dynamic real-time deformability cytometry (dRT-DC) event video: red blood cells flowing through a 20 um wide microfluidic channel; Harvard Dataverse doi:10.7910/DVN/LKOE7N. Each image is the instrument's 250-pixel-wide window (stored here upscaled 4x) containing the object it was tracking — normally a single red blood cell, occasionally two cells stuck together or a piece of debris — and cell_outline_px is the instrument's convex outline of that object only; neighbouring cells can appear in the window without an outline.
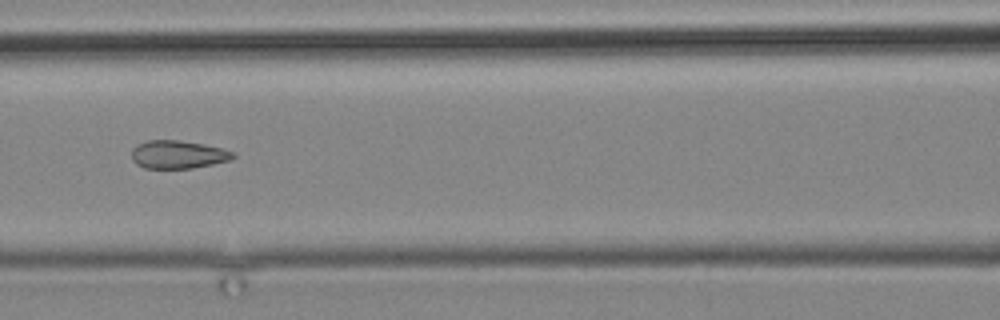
{"species": "common noctule bat (a hibernating species)", "species_latin": "Nyctalus noctula", "temperature_condition": "cold", "stored_images_in_passage": 8, "camera_frame_rate_fps": 3000, "um_per_image_px": 0.085, "animal": {"sex": "male", "body_mass_g": 19.2, "forearm_length_mm": 51.8}, "frame": {"image": 1, "passage_image": 6, "time_ms": 5.667, "image_size_px": [1000, 320], "cell_outline_px": [[236, 156], [228, 160], [212, 164], [192, 168], [144, 168], [136, 164], [132, 160], [132, 148], [148, 140], [180, 140], [204, 144], [236, 152]], "centroid_in_image_um": [15.13, 13.13], "position_along_channel_um": 151.5, "area_um2": 16.53}}
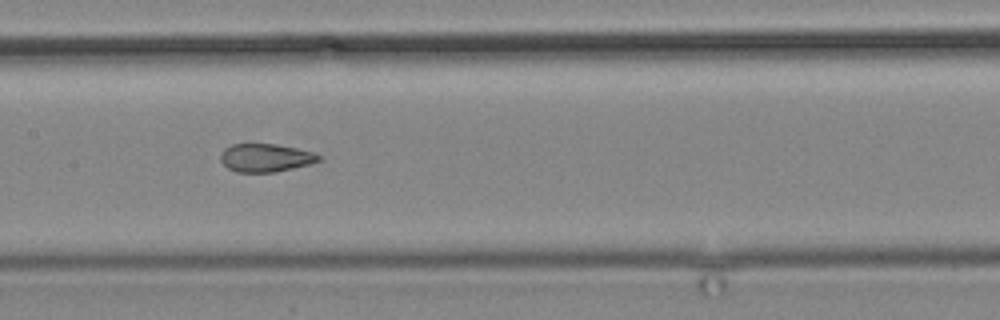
{"frame": {"image": 2, "passage_image": 7, "time_ms": 6.667, "image_size_px": [1000, 320], "cell_outline_px": [[320, 160], [308, 164], [292, 168], [272, 172], [236, 172], [228, 168], [220, 160], [220, 152], [224, 148], [232, 144], [276, 144], [296, 148], [312, 152], [320, 156]], "centroid_in_image_um": [22.52, 13.4], "position_along_channel_um": 184.9, "area_um2": 15.95}}
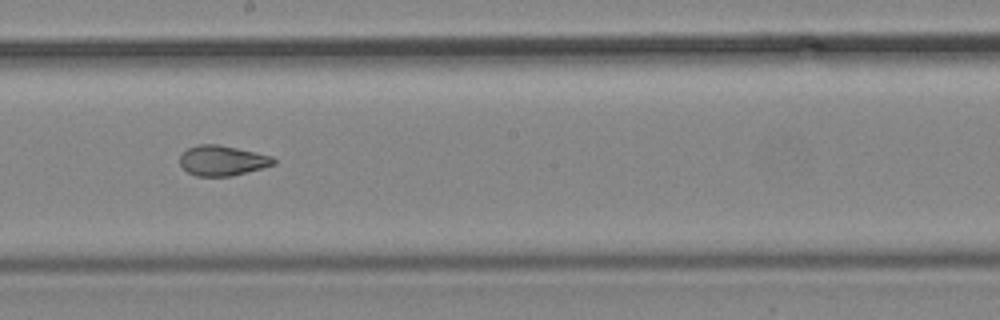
{"frame": {"image": 3, "passage_image": 8, "time_ms": 8.0, "image_size_px": [1000, 320], "cell_outline_px": [[276, 164], [232, 176], [196, 176], [188, 172], [180, 164], [180, 156], [188, 148], [200, 144], [216, 144], [236, 148], [272, 156], [276, 160]], "centroid_in_image_um": [18.9, 13.65], "position_along_channel_um": 229.3, "area_um2": 16.3}}